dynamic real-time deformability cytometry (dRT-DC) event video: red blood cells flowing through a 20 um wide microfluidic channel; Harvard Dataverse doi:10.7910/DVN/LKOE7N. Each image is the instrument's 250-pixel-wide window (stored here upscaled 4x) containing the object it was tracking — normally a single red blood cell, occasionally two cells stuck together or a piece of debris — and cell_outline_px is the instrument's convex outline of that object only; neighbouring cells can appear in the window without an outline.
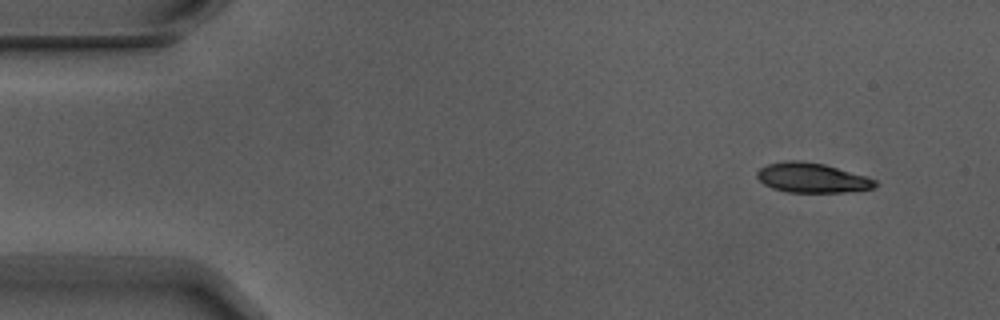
{"species": "Egyptian fruit bat (a non-hibernating species)", "species_latin": "Rousettus aegyptiacus", "temperature_condition": "warm", "stored_images_in_passage": 4, "camera_frame_rate_fps": 3000, "um_per_image_px": 0.085, "animal": {"sex": "male"}, "frame": {"image": 1, "passage_image": 1, "time_ms": 0.0, "image_size_px": [1000, 320], "cell_outline_px": [[880, 184], [876, 188], [844, 192], [788, 192], [772, 188], [764, 184], [756, 176], [756, 172], [760, 168], [768, 164], [784, 160], [800, 160], [824, 164], [868, 176], [876, 180]], "centroid_in_image_um": [69.06, 15.11], "position_along_channel_um": 15.9, "area_um2": 20.69}}
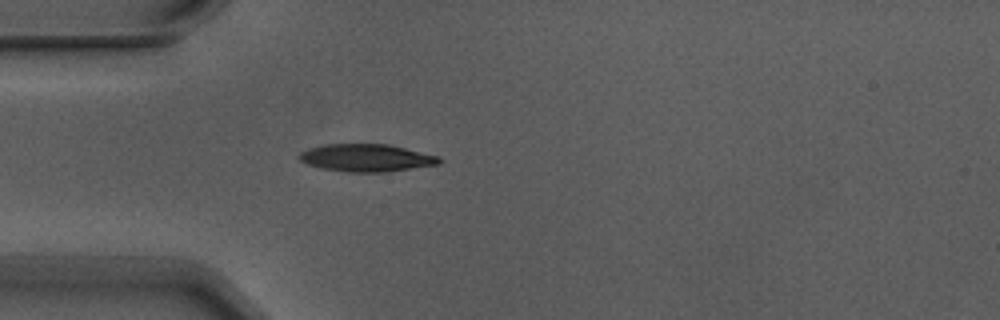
{"frame": {"image": 2, "passage_image": 4, "time_ms": 1.0, "image_size_px": [1000, 320], "cell_outline_px": [[444, 160], [440, 164], [388, 172], [348, 172], [320, 168], [308, 164], [300, 160], [296, 156], [300, 152], [308, 148], [324, 144], [388, 144], [436, 156]], "centroid_in_image_um": [31.11, 13.42], "position_along_channel_um": 53.9, "area_um2": 22.48}}